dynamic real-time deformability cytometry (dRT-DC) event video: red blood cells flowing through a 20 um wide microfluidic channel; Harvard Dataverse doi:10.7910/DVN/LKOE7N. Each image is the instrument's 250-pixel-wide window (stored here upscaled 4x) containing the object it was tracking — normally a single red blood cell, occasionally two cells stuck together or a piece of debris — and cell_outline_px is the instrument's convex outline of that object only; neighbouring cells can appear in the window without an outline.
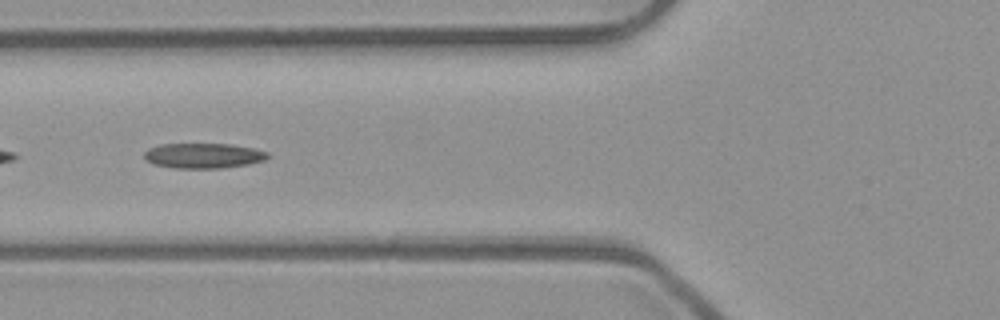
{"species": "common noctule bat (a hibernating species)", "species_latin": "Nyctalus noctula", "temperature_condition": "room temperature", "stored_images_in_passage": 53, "camera_frame_rate_fps": 3000, "um_per_image_px": 0.085, "animal": {"sex": "male", "body_mass_g": 23.1, "forearm_length_mm": 52.7}, "frame": {"image": 1, "passage_image": 21, "time_ms": 6.667, "image_size_px": [1000, 320], "cell_outline_px": [[268, 156], [264, 160], [248, 164], [224, 168], [176, 168], [152, 164], [144, 156], [144, 152], [148, 148], [160, 144], [232, 144], [252, 148], [268, 152]], "centroid_in_image_um": [17.27, 13.23], "position_along_channel_um": 108.5, "area_um2": 18.03}}
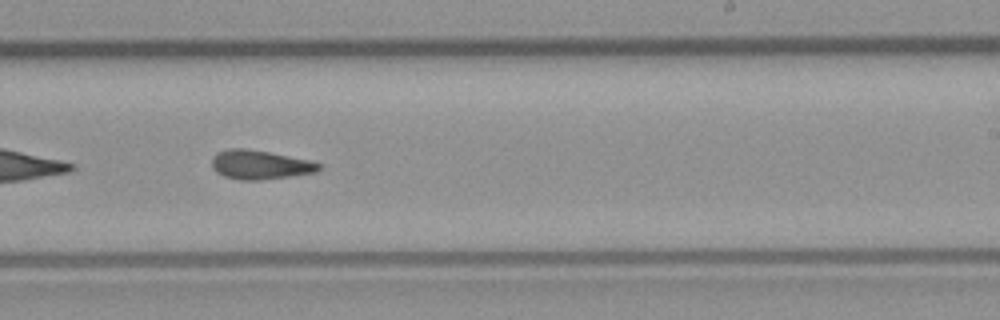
{"frame": {"image": 2, "passage_image": 33, "time_ms": 10.667, "image_size_px": [1000, 320], "cell_outline_px": [[324, 164], [316, 172], [260, 180], [240, 180], [224, 176], [216, 172], [212, 168], [212, 156], [216, 152], [228, 148], [244, 148], [268, 152], [308, 160]], "centroid_in_image_um": [22.06, 14.0], "position_along_channel_um": 266.9, "area_um2": 18.09}}
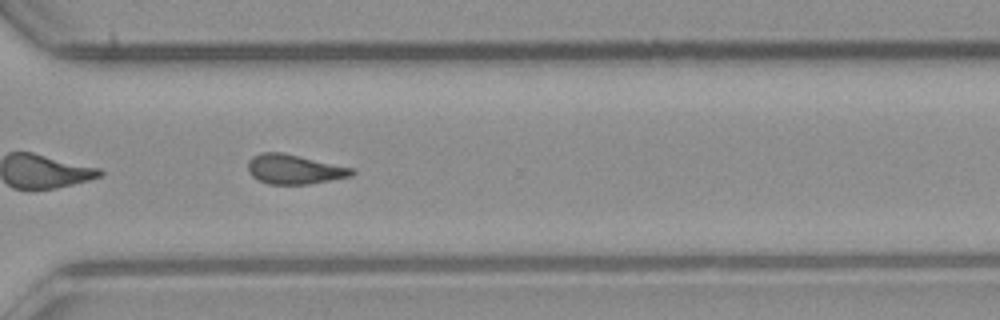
{"frame": {"image": 3, "passage_image": 39, "time_ms": 12.667, "image_size_px": [1000, 320], "cell_outline_px": [[356, 172], [352, 176], [308, 184], [268, 184], [252, 176], [248, 172], [248, 160], [252, 156], [260, 152], [280, 152], [352, 168]], "centroid_in_image_um": [24.97, 14.39], "position_along_channel_um": 345.6, "area_um2": 17.69}, "authors_computed_cell_mechanics": {"area_um2": 18.0914, "velocity_mm_per_s": 3.9533, "shape_relaxation_time_tau1_ms": null, "shape_relaxation_time_tau2_ms": 5.6137, "deformation_change_tau1": null, "deformation_change_tau2": 0.1644}}